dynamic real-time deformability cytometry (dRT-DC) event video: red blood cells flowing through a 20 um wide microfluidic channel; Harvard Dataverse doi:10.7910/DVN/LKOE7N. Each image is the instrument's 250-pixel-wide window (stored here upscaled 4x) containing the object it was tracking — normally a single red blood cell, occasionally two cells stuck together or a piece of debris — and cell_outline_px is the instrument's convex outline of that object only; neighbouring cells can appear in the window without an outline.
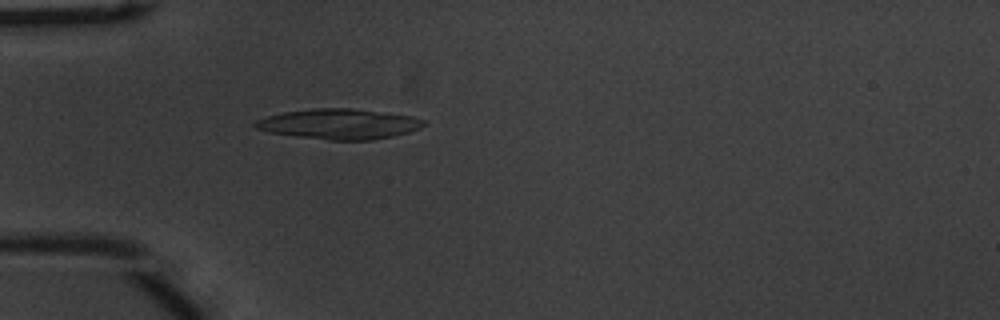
{"species": "common noctule bat (a hibernating species)", "species_latin": "Nyctalus noctula", "temperature_condition": "warm", "stored_images_in_passage": 49, "camera_frame_rate_fps": 3000, "um_per_image_px": 0.085, "animal": {"sex": "male", "body_mass_g": 20.1, "forearm_length_mm": 53.5}, "frame": {"image": 1, "passage_image": 12, "time_ms": 3.667, "image_size_px": [1000, 320], "cell_outline_px": [[428, 124], [420, 128], [408, 132], [392, 136], [372, 140], [332, 140], [296, 136], [268, 132], [256, 128], [252, 124], [256, 120], [268, 116], [284, 112], [312, 108], [352, 108], [412, 116], [424, 120]], "centroid_in_image_um": [28.84, 10.53], "position_along_channel_um": 56.2, "area_um2": 29.65}}
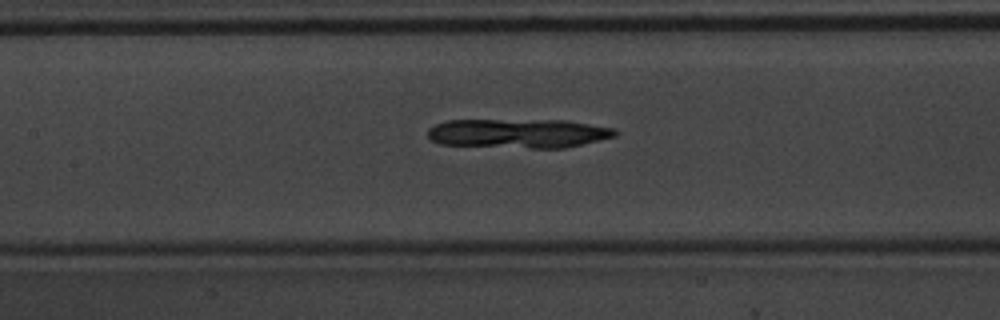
{"frame": {"image": 2, "passage_image": 21, "time_ms": 6.667, "image_size_px": [1000, 320], "cell_outline_px": [[620, 132], [616, 136], [564, 148], [532, 148], [440, 144], [432, 140], [428, 136], [428, 128], [436, 124], [448, 120], [568, 120], [616, 128]], "centroid_in_image_um": [44.11, 11.33], "position_along_channel_um": 163.3, "area_um2": 32.02}}
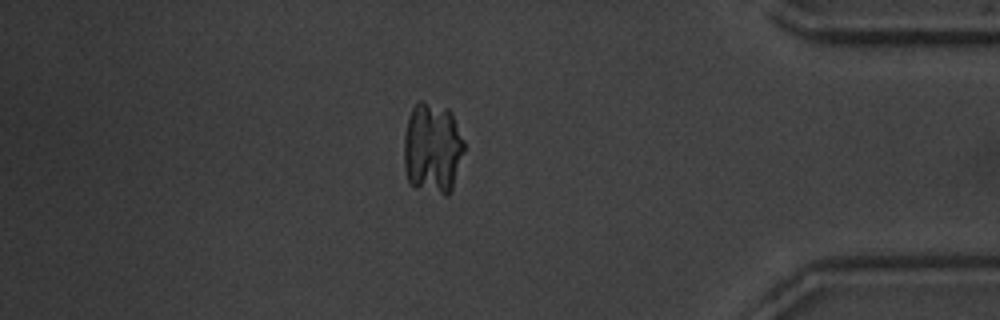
{"frame": {"image": 3, "passage_image": 42, "time_ms": 13.667, "image_size_px": [1000, 320], "cell_outline_px": [[464, 152], [452, 188], [444, 196], [412, 188], [408, 180], [404, 168], [404, 136], [408, 116], [416, 100], [420, 100], [448, 108], [452, 112], [464, 140]], "centroid_in_image_um": [36.74, 12.6], "position_along_channel_um": 398.5, "area_um2": 32.66}}